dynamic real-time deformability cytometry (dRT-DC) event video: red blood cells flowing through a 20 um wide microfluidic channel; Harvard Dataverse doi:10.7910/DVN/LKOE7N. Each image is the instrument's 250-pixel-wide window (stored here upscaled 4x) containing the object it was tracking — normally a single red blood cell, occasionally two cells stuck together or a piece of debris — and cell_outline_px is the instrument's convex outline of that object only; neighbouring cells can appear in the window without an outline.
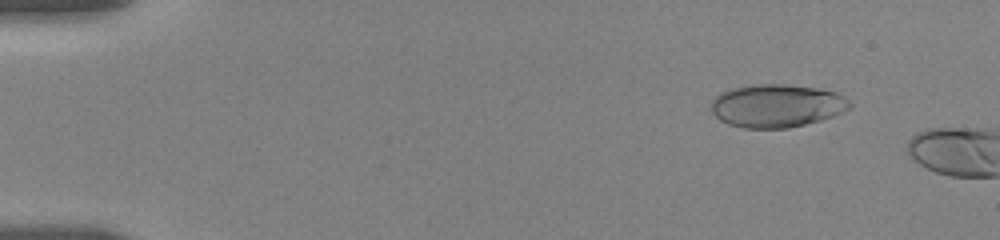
{"species": "human", "species_latin": "Homo sapiens", "temperature_condition": "room temperature", "stored_images_in_passage": 8, "camera_frame_rate_fps": 3000, "um_per_image_px": 0.085, "donor": {"sex": "female"}, "frame": {"image": 1, "passage_image": 6, "time_ms": 1.667, "image_size_px": [1000, 240], "cell_outline_px": [[852, 108], [832, 116], [820, 120], [788, 128], [744, 128], [728, 124], [720, 120], [708, 108], [712, 100], [720, 92], [732, 88], [752, 84], [784, 84], [816, 88], [836, 92], [844, 96], [852, 104]], "centroid_in_image_um": [65.99, 8.98], "position_along_channel_um": 19.0, "area_um2": 34.97}}